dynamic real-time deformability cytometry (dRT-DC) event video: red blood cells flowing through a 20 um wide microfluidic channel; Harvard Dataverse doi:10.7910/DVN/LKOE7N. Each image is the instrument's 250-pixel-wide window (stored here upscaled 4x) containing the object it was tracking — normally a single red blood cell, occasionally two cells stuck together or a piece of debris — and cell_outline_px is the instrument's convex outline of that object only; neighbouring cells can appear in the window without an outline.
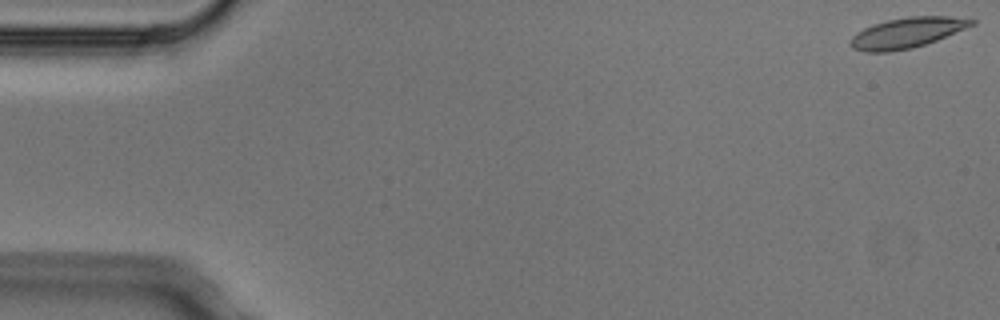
{"species": "Egyptian fruit bat (a non-hibernating species)", "species_latin": "Rousettus aegyptiacus", "temperature_condition": "cold", "stored_images_in_passage": 4, "camera_frame_rate_fps": 3000, "um_per_image_px": 0.085, "animal": {"sex": "male"}, "frame": {"image": 1, "passage_image": 1, "time_ms": 0.0, "image_size_px": [1000, 320], "cell_outline_px": [[976, 24], [936, 40], [924, 44], [908, 48], [888, 52], [868, 52], [852, 48], [848, 44], [852, 36], [856, 32], [872, 24], [888, 20], [908, 16], [948, 16], [976, 20]], "centroid_in_image_um": [77.06, 2.77], "position_along_channel_um": 7.9, "area_um2": 21.27}}
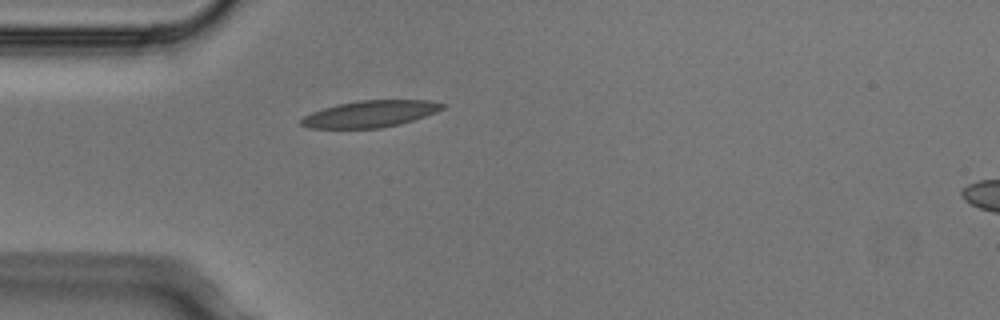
{"frame": {"image": 2, "passage_image": 4, "time_ms": 1.0, "image_size_px": [1000, 320], "cell_outline_px": [[444, 108], [436, 112], [400, 124], [380, 128], [308, 128], [300, 124], [300, 120], [304, 116], [312, 112], [336, 104], [360, 100], [428, 100], [444, 104]], "centroid_in_image_um": [31.44, 9.68], "position_along_channel_um": 53.6, "area_um2": 21.79}}